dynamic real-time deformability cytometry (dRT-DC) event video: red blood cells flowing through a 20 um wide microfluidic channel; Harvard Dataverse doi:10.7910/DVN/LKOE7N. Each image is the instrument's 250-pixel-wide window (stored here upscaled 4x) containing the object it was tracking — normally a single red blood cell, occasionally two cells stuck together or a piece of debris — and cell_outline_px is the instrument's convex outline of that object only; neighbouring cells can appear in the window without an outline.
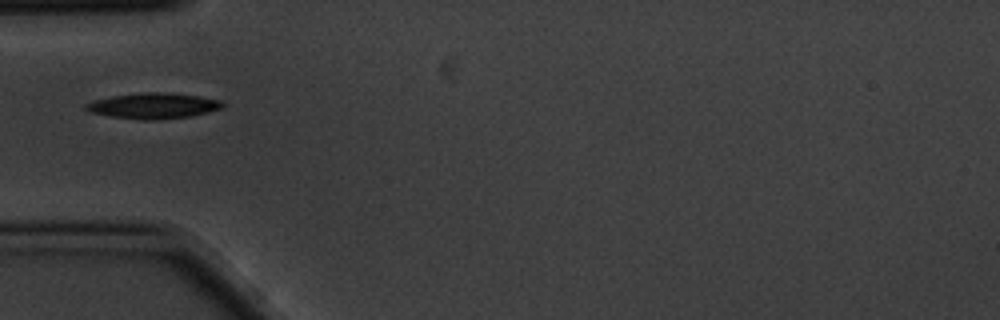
{"species": "common noctule bat (a hibernating species)", "species_latin": "Nyctalus noctula", "temperature_condition": "cold", "stored_images_in_passage": 11, "camera_frame_rate_fps": 3000, "um_per_image_px": 0.085, "animal": {"sex": "male", "body_mass_g": 20.1, "forearm_length_mm": 53.5}, "frame": {"image": 1, "passage_image": 1, "time_ms": 0.0, "image_size_px": [1000, 320], "cell_outline_px": [[224, 108], [192, 116], [156, 120], [144, 120], [108, 116], [88, 112], [84, 108], [84, 104], [92, 100], [112, 96], [140, 92], [164, 92], [200, 96], [224, 100]], "centroid_in_image_um": [13.04, 8.99], "position_along_channel_um": 72.0, "area_um2": 20.87}}
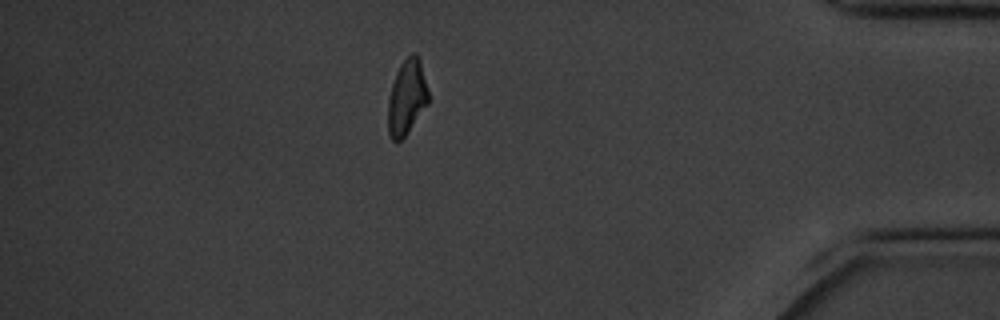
{"frame": {"image": 2, "passage_image": 10, "time_ms": 3.0, "image_size_px": [1000, 320], "cell_outline_px": [[428, 104], [404, 136], [396, 144], [392, 140], [388, 132], [388, 100], [392, 84], [396, 72], [400, 64], [412, 52], [416, 52], [420, 60], [428, 92]], "centroid_in_image_um": [34.56, 8.27], "position_along_channel_um": 400.6, "area_um2": 17.51}}